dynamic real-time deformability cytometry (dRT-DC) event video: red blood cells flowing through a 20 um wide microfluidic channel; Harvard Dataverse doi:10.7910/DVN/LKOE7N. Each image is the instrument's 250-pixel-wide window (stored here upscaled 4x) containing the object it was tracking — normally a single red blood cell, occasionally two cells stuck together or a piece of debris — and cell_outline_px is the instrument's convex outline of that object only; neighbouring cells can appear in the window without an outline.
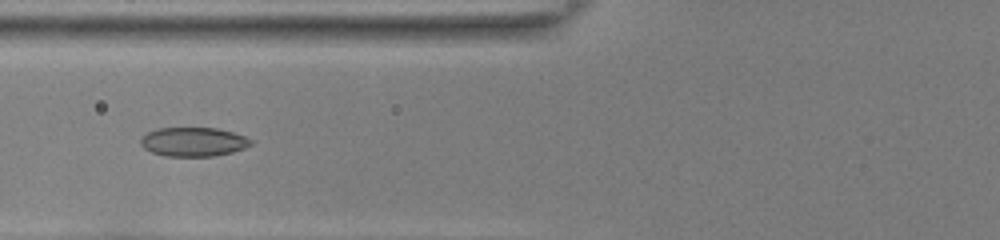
{"species": "common noctule bat (a hibernating species)", "species_latin": "Nyctalus noctula", "temperature_condition": "room temperature", "stored_images_in_passage": 35, "camera_frame_rate_fps": 3000, "um_per_image_px": 0.085, "animal": {"sex": "female", "body_mass_g": 22.0, "forearm_length_mm": 56.7}, "frame": {"image": 1, "passage_image": 4, "time_ms": 1.0, "image_size_px": [1000, 240], "cell_outline_px": [[252, 144], [244, 148], [232, 152], [212, 156], [164, 156], [152, 152], [144, 148], [140, 144], [140, 140], [148, 132], [156, 128], [216, 128], [232, 132], [244, 136], [252, 140]], "centroid_in_image_um": [16.42, 12.05], "position_along_channel_um": 109.4, "area_um2": 18.55}}
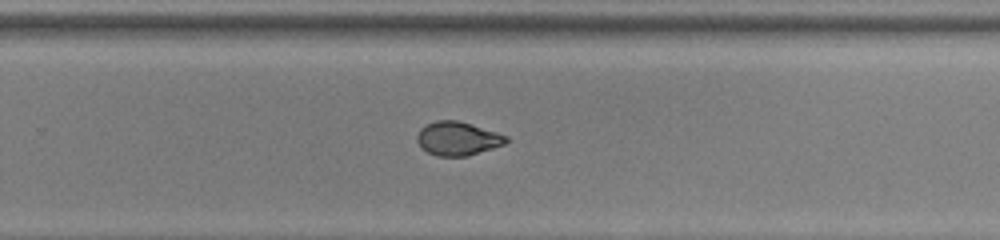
{"frame": {"image": 2, "passage_image": 18, "time_ms": 5.667, "image_size_px": [1000, 240], "cell_outline_px": [[508, 140], [504, 144], [468, 156], [436, 156], [428, 152], [416, 140], [416, 136], [420, 128], [436, 120], [456, 120], [472, 124], [508, 136]], "centroid_in_image_um": [38.9, 11.77], "position_along_channel_um": 290.9, "area_um2": 17.34}}
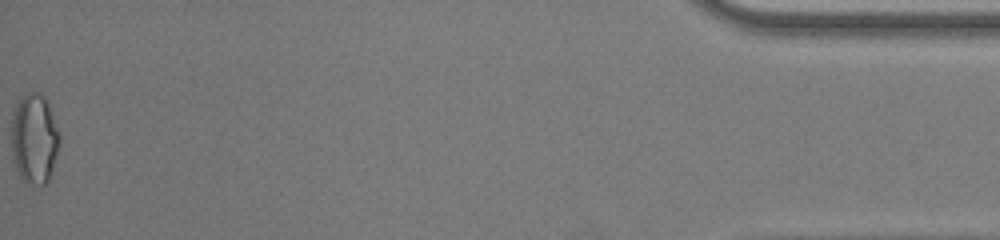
{"frame": {"image": 3, "passage_image": 35, "time_ms": 11.333, "image_size_px": [1000, 240], "cell_outline_px": [[60, 144], [52, 172], [48, 180], [44, 184], [28, 184], [20, 176], [12, 160], [12, 112], [20, 96], [24, 92], [36, 92], [44, 96], [48, 100], [60, 136]], "centroid_in_image_um": [2.92, 11.76], "position_along_channel_um": 432.3, "area_um2": 25.66}, "authors_computed_cell_mechanics": {"area_um2": 18.496, "velocity_mm_per_s": 3.9015, "shape_relaxation_time_tau1_ms": 7.971, "shape_relaxation_time_tau2_ms": 1.154, "deformation_change_tau1": 0.1996, "deformation_change_tau2": 0.0559}}